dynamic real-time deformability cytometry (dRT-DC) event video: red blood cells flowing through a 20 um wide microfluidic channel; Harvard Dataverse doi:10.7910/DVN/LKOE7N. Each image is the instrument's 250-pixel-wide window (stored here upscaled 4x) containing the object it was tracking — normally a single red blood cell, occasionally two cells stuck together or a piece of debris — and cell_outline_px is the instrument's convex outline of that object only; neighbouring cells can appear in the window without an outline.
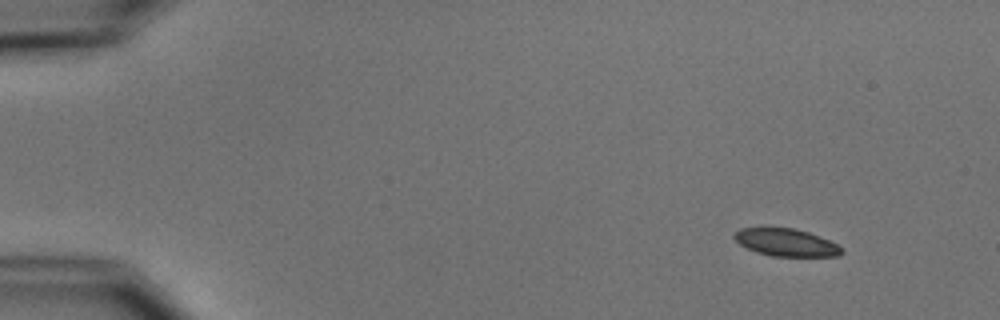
{"species": "common noctule bat (a hibernating species)", "species_latin": "Nyctalus noctula", "temperature_condition": "cold", "stored_images_in_passage": 4, "camera_frame_rate_fps": 3000, "um_per_image_px": 0.085, "animal": {"sex": "male", "body_mass_g": 15.6}, "frame": {"image": 1, "passage_image": 1, "time_ms": 0.0, "image_size_px": [1000, 320], "cell_outline_px": [[844, 252], [840, 256], [772, 256], [756, 252], [740, 244], [732, 236], [740, 228], [764, 224], [796, 228], [820, 236], [844, 248]], "centroid_in_image_um": [66.78, 20.55], "position_along_channel_um": 18.2, "area_um2": 17.98}}
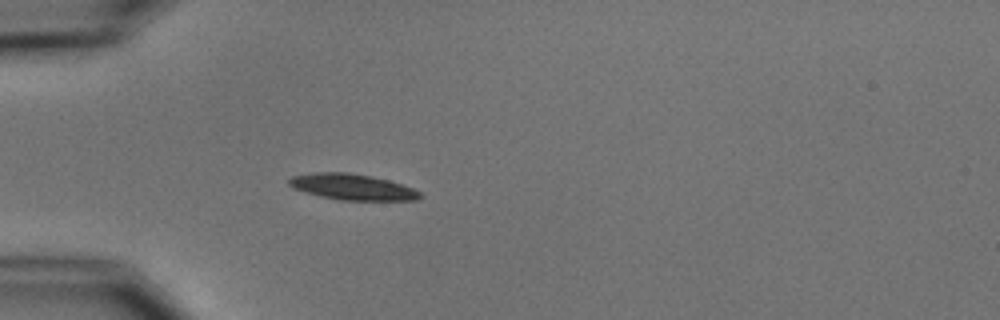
{"frame": {"image": 2, "passage_image": 4, "time_ms": 3.667, "image_size_px": [1000, 320], "cell_outline_px": [[424, 196], [416, 200], [340, 200], [320, 196], [292, 188], [288, 184], [288, 180], [292, 176], [316, 172], [348, 172], [372, 176], [388, 180], [412, 188], [420, 192]], "centroid_in_image_um": [29.93, 15.89], "position_along_channel_um": 55.1, "area_um2": 19.77}}